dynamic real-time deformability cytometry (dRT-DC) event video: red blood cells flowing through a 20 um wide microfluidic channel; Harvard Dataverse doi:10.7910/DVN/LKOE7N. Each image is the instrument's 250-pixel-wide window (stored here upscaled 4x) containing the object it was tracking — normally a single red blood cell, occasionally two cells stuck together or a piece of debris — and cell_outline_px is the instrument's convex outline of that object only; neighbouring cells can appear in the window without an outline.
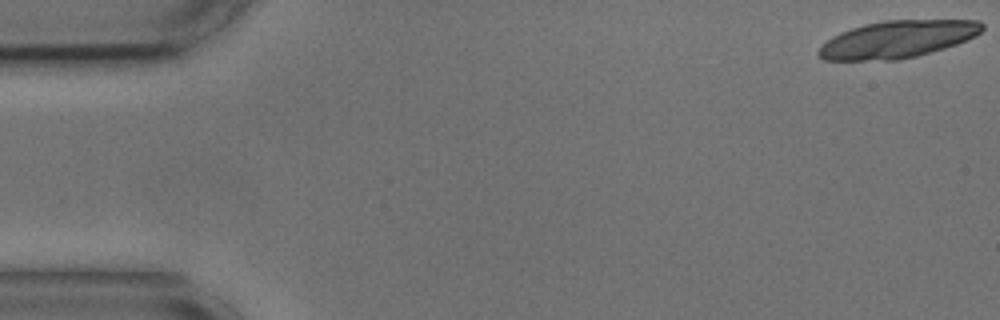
{"species": "common noctule bat (a hibernating species)", "species_latin": "Nyctalus noctula", "temperature_condition": "cold", "stored_images_in_passage": 18, "camera_frame_rate_fps": 3000, "um_per_image_px": 0.085, "animal": {"sex": "male", "body_mass_g": 17.9, "forearm_length_mm": 54.2}, "frame": {"image": 1, "passage_image": 1, "time_ms": 0.0, "image_size_px": [1000, 320], "cell_outline_px": [[984, 28], [976, 36], [956, 44], [944, 48], [916, 56], [900, 60], [824, 60], [816, 52], [832, 36], [840, 32], [864, 24], [884, 20], [980, 20], [984, 24]], "centroid_in_image_um": [76.31, 3.33], "position_along_channel_um": 8.7, "area_um2": 35.43}}